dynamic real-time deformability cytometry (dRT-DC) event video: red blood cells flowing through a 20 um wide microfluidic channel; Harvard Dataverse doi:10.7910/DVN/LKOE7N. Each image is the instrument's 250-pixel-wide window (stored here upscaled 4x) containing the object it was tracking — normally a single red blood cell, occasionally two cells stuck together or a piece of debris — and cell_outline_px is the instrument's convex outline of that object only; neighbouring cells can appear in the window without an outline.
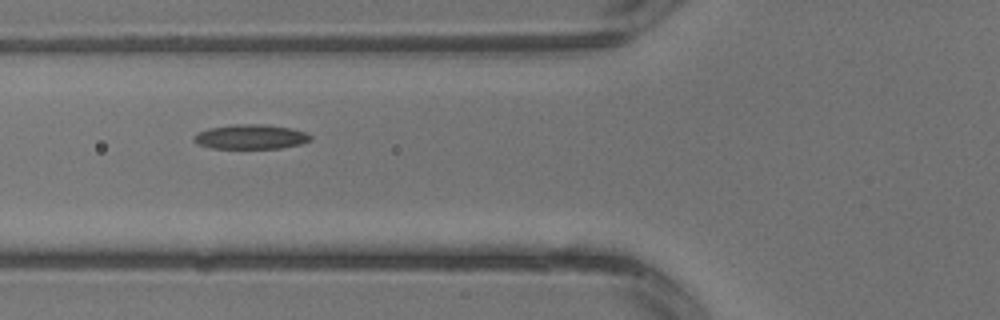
{"species": "common noctule bat (a hibernating species)", "species_latin": "Nyctalus noctula", "temperature_condition": "warm", "stored_images_in_passage": 4, "camera_frame_rate_fps": 3000, "um_per_image_px": 0.085, "animal": {"sex": "male", "body_mass_g": 13.3}, "frame": {"image": 1, "passage_image": 4, "time_ms": 1.0, "image_size_px": [1000, 320], "cell_outline_px": [[312, 140], [300, 144], [280, 148], [212, 148], [200, 144], [192, 140], [192, 136], [196, 132], [208, 128], [236, 124], [260, 124], [292, 128], [304, 132], [312, 136]], "centroid_in_image_um": [21.29, 11.62], "position_along_channel_um": 104.5, "area_um2": 16.7}}